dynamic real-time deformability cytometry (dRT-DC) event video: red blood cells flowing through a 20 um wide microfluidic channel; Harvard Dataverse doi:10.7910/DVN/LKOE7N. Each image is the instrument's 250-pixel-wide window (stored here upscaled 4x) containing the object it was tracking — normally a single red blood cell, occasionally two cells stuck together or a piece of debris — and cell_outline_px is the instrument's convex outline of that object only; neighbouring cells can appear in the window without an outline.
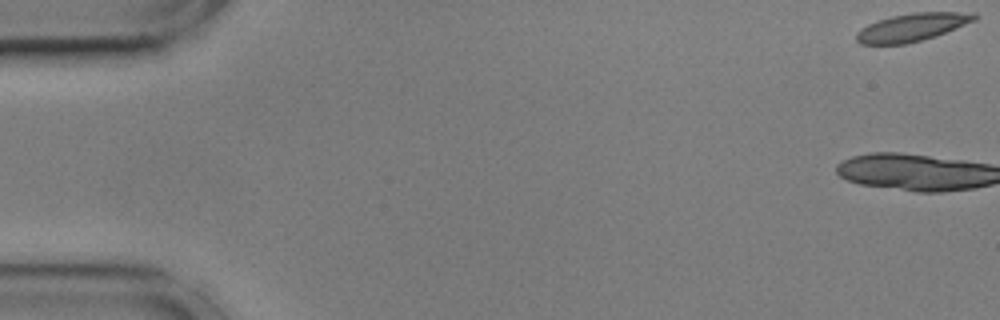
{"species": "common noctule bat (a hibernating species)", "species_latin": "Nyctalus noctula", "temperature_condition": "cold", "stored_images_in_passage": 15, "camera_frame_rate_fps": 3000, "um_per_image_px": 0.085, "animal": {"sex": "male", "body_mass_g": 17.9, "forearm_length_mm": 54.2}, "frame": {"image": 1, "passage_image": 1, "time_ms": 0.0, "image_size_px": [1000, 320], "cell_outline_px": [[980, 16], [976, 20], [936, 36], [904, 44], [860, 44], [856, 40], [856, 32], [868, 24], [892, 16], [912, 12], [976, 12]], "centroid_in_image_um": [77.57, 2.3], "position_along_channel_um": 7.4, "area_um2": 19.19}}